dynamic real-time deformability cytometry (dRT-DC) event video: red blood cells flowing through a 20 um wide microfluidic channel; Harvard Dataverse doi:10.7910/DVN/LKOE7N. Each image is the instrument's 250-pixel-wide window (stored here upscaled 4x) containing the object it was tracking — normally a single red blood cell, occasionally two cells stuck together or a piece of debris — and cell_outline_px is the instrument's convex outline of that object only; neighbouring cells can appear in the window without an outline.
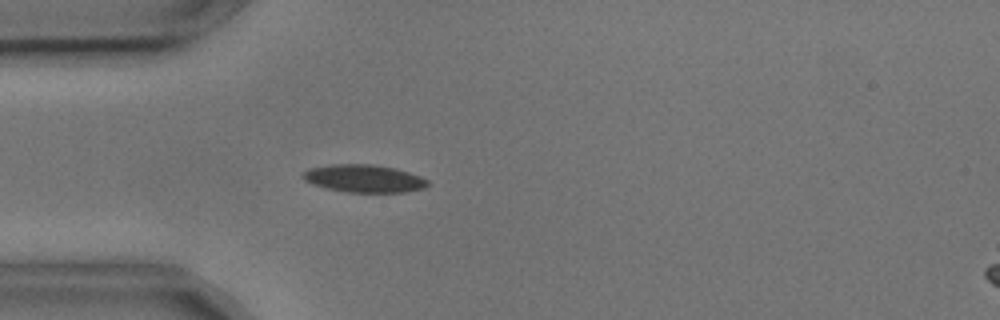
{"species": "common noctule bat (a hibernating species)", "species_latin": "Nyctalus noctula", "temperature_condition": "cold", "stored_images_in_passage": 4, "camera_frame_rate_fps": 3000, "um_per_image_px": 0.085, "animal": {"sex": "male", "body_mass_g": 17.9, "forearm_length_mm": 54.2}, "frame": {"image": 1, "passage_image": 4, "time_ms": 1.0, "image_size_px": [1000, 320], "cell_outline_px": [[428, 184], [424, 188], [404, 192], [348, 192], [328, 188], [312, 184], [304, 180], [300, 176], [308, 168], [332, 164], [376, 164], [396, 168], [420, 176], [428, 180]], "centroid_in_image_um": [30.92, 15.16], "position_along_channel_um": 54.1, "area_um2": 20.17}}